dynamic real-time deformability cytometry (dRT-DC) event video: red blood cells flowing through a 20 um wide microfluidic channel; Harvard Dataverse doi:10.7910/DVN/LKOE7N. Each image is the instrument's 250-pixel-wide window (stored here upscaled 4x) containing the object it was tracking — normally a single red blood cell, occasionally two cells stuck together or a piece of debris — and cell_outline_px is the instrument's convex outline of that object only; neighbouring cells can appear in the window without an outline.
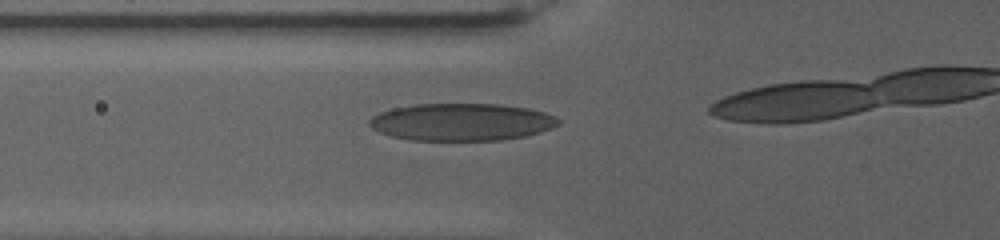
{"species": "human", "species_latin": "Homo sapiens", "temperature_condition": "warm", "stored_images_in_passage": 7, "camera_frame_rate_fps": 3000, "um_per_image_px": 0.085, "donor": {"sex": "female"}, "frame": {"image": 1, "passage_image": 5, "time_ms": 4.0, "image_size_px": [1000, 240], "cell_outline_px": [[560, 124], [540, 132], [524, 136], [504, 140], [412, 140], [392, 136], [380, 132], [372, 128], [368, 124], [368, 120], [372, 116], [380, 112], [392, 108], [416, 104], [500, 104], [528, 108], [544, 112], [556, 116], [560, 120]], "centroid_in_image_um": [39.24, 10.37], "position_along_channel_um": 86.6, "area_um2": 41.21}}